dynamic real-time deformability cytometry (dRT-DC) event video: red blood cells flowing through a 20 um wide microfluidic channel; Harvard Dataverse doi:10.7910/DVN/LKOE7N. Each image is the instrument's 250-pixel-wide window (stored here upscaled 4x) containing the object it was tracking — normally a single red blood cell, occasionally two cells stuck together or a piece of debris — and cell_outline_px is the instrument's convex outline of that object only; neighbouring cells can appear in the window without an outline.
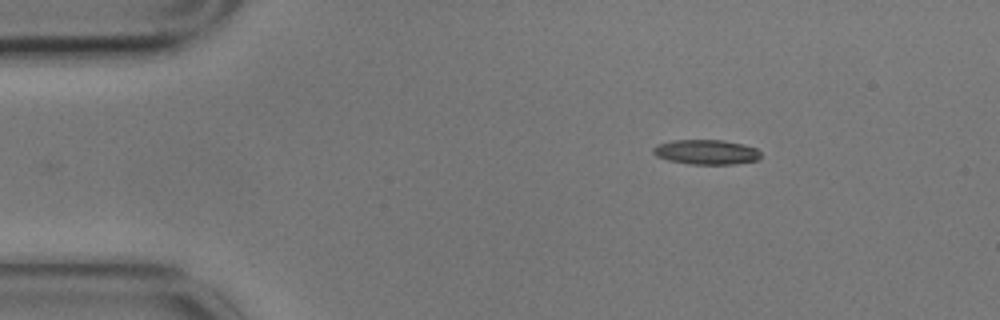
{"species": "common noctule bat (a hibernating species)", "species_latin": "Nyctalus noctula", "temperature_condition": "cold", "stored_images_in_passage": 3, "camera_frame_rate_fps": 3000, "um_per_image_px": 0.085, "animal": {"sex": "male", "body_mass_g": 17.9}, "frame": {"image": 1, "passage_image": 3, "time_ms": 0.667, "image_size_px": [1000, 320], "cell_outline_px": [[760, 160], [736, 164], [688, 164], [668, 160], [656, 156], [652, 152], [652, 148], [656, 144], [672, 140], [724, 140], [744, 144], [756, 148], [760, 152]], "centroid_in_image_um": [60.03, 12.92], "position_along_channel_um": 25.0, "area_um2": 15.78}}